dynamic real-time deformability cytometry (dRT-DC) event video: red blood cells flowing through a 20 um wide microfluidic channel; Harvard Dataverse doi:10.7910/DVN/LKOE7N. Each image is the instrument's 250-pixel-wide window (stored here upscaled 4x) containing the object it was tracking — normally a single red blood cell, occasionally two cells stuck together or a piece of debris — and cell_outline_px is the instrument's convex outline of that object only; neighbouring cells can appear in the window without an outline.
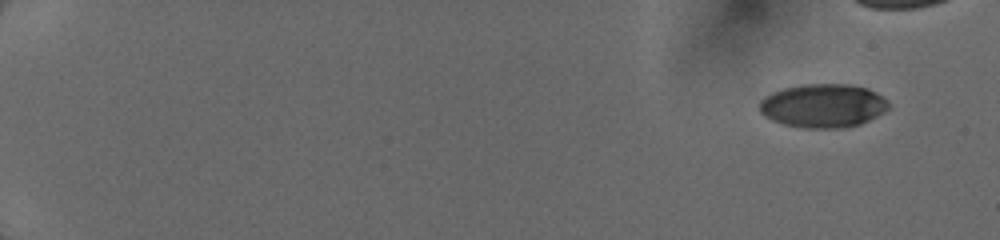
{"species": "human", "species_latin": "Homo sapiens", "temperature_condition": "cold", "stored_images_in_passage": 71, "camera_frame_rate_fps": 3000, "um_per_image_px": 0.085, "donor": {"sex": "female"}, "frame": {"image": 1, "passage_image": 1, "time_ms": 0.0, "image_size_px": [1000, 240], "cell_outline_px": [[888, 108], [884, 112], [860, 124], [840, 128], [804, 128], [784, 124], [772, 120], [764, 116], [760, 112], [760, 100], [764, 96], [772, 92], [784, 88], [804, 84], [852, 84], [868, 88], [876, 92], [888, 100]], "centroid_in_image_um": [69.96, 8.98], "position_along_channel_um": 15.0, "area_um2": 32.95}}
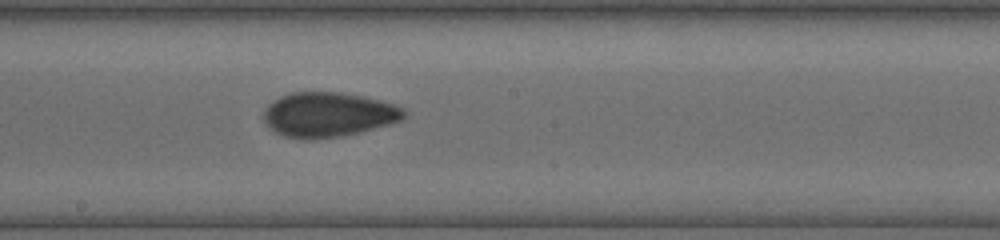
{"frame": {"image": 2, "passage_image": 43, "time_ms": 9.333, "image_size_px": [1000, 240], "cell_outline_px": [[404, 116], [400, 120], [388, 124], [340, 136], [284, 136], [276, 132], [264, 120], [264, 108], [268, 104], [280, 96], [292, 92], [340, 92], [360, 96], [392, 104], [404, 108]], "centroid_in_image_um": [27.88, 9.69], "position_along_channel_um": 220.3, "area_um2": 35.08}}
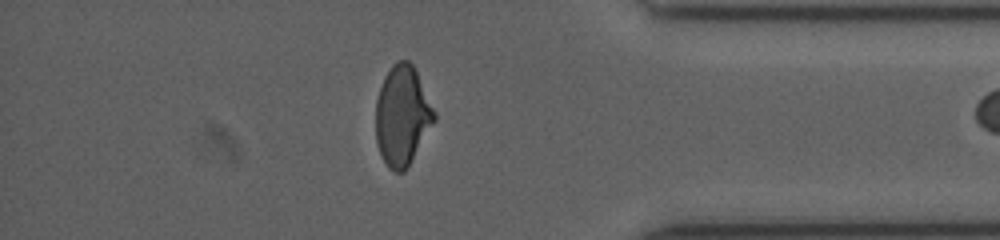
{"frame": {"image": 3, "passage_image": 70, "time_ms": 14.0, "image_size_px": [1000, 240], "cell_outline_px": [[436, 120], [404, 172], [396, 172], [388, 168], [376, 144], [376, 100], [384, 76], [392, 64], [396, 60], [408, 60], [412, 64], [436, 112]], "centroid_in_image_um": [34.19, 9.82], "position_along_channel_um": 401.0, "area_um2": 33.87}}